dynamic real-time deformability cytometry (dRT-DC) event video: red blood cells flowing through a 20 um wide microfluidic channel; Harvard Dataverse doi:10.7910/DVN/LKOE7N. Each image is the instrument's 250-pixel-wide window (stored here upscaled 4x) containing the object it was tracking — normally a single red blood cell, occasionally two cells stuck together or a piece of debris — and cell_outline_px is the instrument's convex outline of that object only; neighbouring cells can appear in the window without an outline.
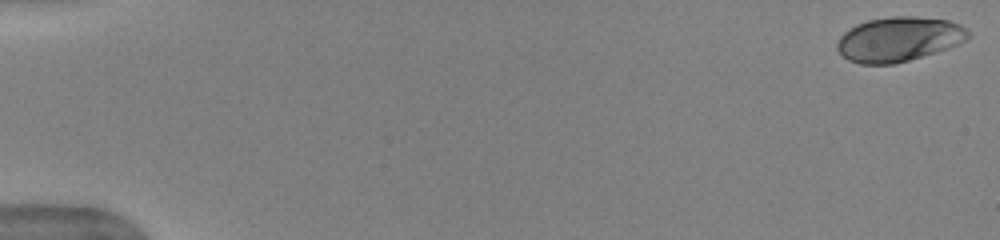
{"species": "human", "species_latin": "Homo sapiens", "temperature_condition": "warm", "stored_images_in_passage": 29, "camera_frame_rate_fps": 3000, "um_per_image_px": 0.085, "donor": {"sex": "female"}, "frame": {"image": 1, "passage_image": 1, "time_ms": 0.0, "image_size_px": [1000, 240], "cell_outline_px": [[972, 36], [968, 40], [948, 48], [908, 60], [892, 64], [860, 64], [848, 60], [836, 48], [836, 44], [840, 36], [844, 32], [856, 24], [868, 20], [892, 16], [916, 16], [948, 20], [960, 24]], "centroid_in_image_um": [76.4, 3.32], "position_along_channel_um": 8.6, "area_um2": 34.04}}
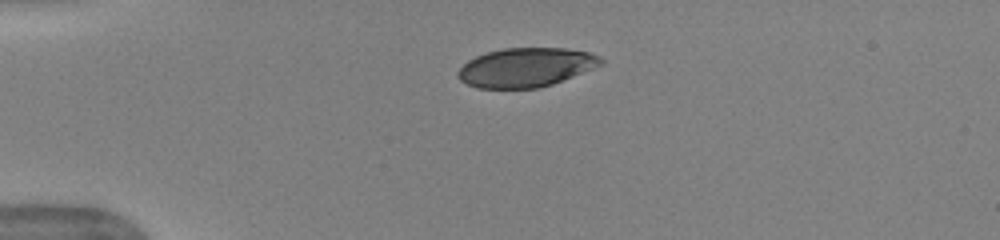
{"frame": {"image": 2, "passage_image": 10, "time_ms": 3.0, "image_size_px": [1000, 240], "cell_outline_px": [[604, 64], [552, 84], [540, 88], [476, 88], [460, 80], [456, 76], [456, 72], [468, 60], [476, 56], [488, 52], [504, 48], [564, 48], [588, 52], [600, 56], [604, 60]], "centroid_in_image_um": [44.7, 5.73], "position_along_channel_um": 40.3, "area_um2": 32.54}}
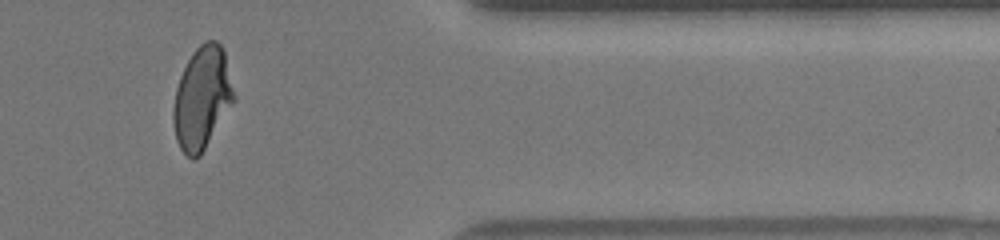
{"frame": {"image": 3, "passage_image": 25, "time_ms": 8.0, "image_size_px": [1000, 240], "cell_outline_px": [[236, 100], [200, 156], [196, 160], [192, 160], [180, 148], [176, 140], [172, 120], [172, 112], [176, 88], [180, 76], [192, 52], [204, 40], [216, 40], [224, 48], [236, 96]], "centroid_in_image_um": [17.19, 8.33], "position_along_channel_um": 394.2, "area_um2": 36.7}}